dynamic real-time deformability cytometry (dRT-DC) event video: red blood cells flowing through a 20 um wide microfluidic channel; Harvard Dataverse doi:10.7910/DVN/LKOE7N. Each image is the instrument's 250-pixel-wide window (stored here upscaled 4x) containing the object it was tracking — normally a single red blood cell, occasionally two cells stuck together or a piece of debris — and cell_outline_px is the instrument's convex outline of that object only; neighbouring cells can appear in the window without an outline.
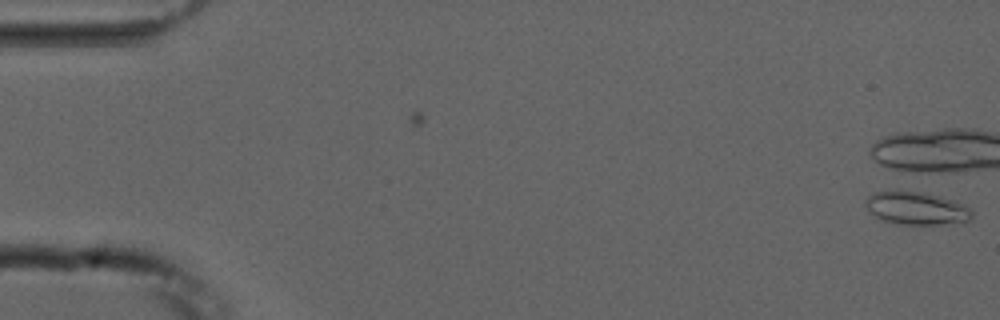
{"species": "common noctule bat (a hibernating species)", "species_latin": "Nyctalus noctula", "temperature_condition": "cold", "stored_images_in_passage": 2, "camera_frame_rate_fps": 3000, "um_per_image_px": 0.085, "animal": {"sex": "male", "forearm_length_mm": 52.5}, "frame": {"image": 1, "passage_image": 2, "time_ms": 1.0, "image_size_px": [1000, 320], "cell_outline_px": [[972, 216], [968, 220], [936, 224], [900, 224], [884, 220], [876, 216], [864, 204], [868, 196], [876, 192], [920, 192], [940, 196], [964, 204], [972, 212]], "centroid_in_image_um": [77.89, 17.7], "position_along_channel_um": 7.1, "area_um2": 19.59}}